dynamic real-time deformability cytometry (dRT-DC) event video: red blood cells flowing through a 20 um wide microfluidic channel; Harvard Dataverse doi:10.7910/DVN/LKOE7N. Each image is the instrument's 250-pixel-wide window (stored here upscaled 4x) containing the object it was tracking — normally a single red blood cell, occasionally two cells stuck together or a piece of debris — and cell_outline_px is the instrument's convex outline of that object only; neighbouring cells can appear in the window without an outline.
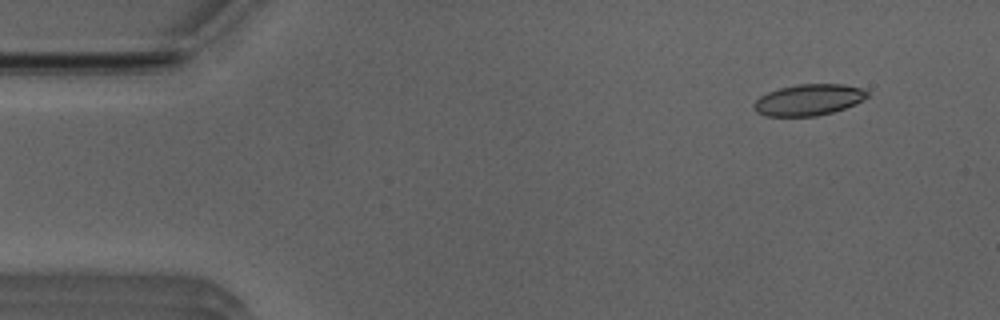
{"species": "Egyptian fruit bat (a non-hibernating species)", "species_latin": "Rousettus aegyptiacus", "temperature_condition": "room temperature", "stored_images_in_passage": 48, "camera_frame_rate_fps": 3000, "um_per_image_px": 0.085, "animal": {"sex": "male"}, "frame": {"image": 1, "passage_image": 1, "time_ms": 0.0, "image_size_px": [1000, 320], "cell_outline_px": [[868, 96], [864, 100], [856, 104], [832, 112], [816, 116], [764, 116], [756, 112], [752, 108], [752, 104], [760, 96], [768, 92], [780, 88], [800, 84], [844, 84], [860, 88], [868, 92]], "centroid_in_image_um": [68.71, 8.49], "position_along_channel_um": 16.3, "area_um2": 20.69}}
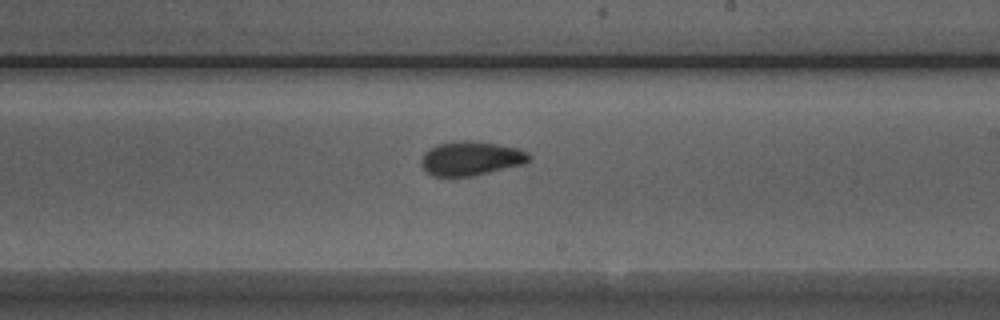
{"frame": {"image": 2, "passage_image": 26, "time_ms": 8.333, "image_size_px": [1000, 320], "cell_outline_px": [[532, 160], [524, 164], [472, 176], [432, 176], [420, 164], [420, 160], [424, 152], [428, 148], [436, 144], [464, 140], [468, 140], [496, 144], [516, 148], [528, 152], [532, 156]], "centroid_in_image_um": [40.02, 13.46], "position_along_channel_um": 249.0, "area_um2": 21.5}}
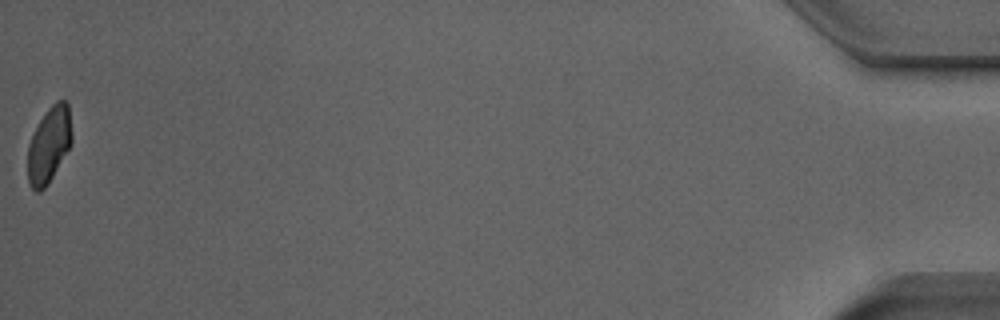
{"frame": {"image": 3, "passage_image": 48, "time_ms": 15.667, "image_size_px": [1000, 320], "cell_outline_px": [[72, 144], [48, 184], [40, 192], [36, 192], [32, 188], [28, 180], [28, 144], [40, 120], [48, 108], [56, 100], [68, 100], [72, 132]], "centroid_in_image_um": [4.19, 12.29], "position_along_channel_um": 431.0, "area_um2": 19.59}, "authors_computed_cell_mechanics": {"area_um2": 20.8658, "velocity_mm_per_s": 3.9412, "shape_relaxation_time_tau1_ms": null, "shape_relaxation_time_tau2_ms": 1.4075, "deformation_change_tau1": null, "deformation_change_tau2": 0.0673}}